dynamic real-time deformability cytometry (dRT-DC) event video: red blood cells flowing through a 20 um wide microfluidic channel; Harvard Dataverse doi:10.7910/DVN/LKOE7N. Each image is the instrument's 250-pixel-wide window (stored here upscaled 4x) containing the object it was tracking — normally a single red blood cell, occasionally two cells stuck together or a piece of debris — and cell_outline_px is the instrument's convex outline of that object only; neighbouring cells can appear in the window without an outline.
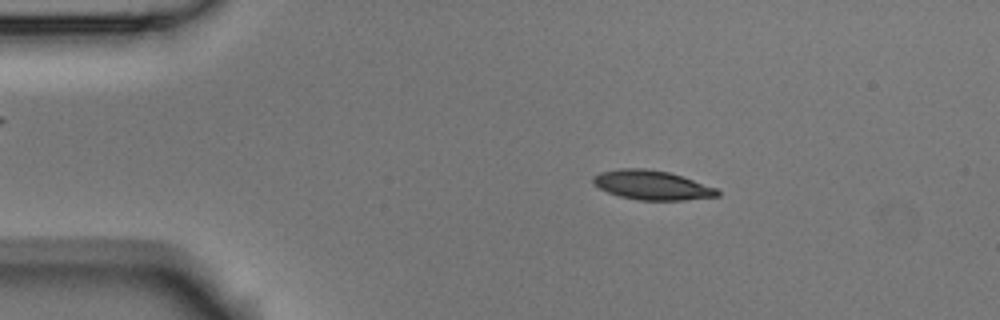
{"species": "Egyptian fruit bat (a non-hibernating species)", "species_latin": "Rousettus aegyptiacus", "temperature_condition": "room temperature", "stored_images_in_passage": 5, "camera_frame_rate_fps": 3000, "um_per_image_px": 0.085, "animal": {"sex": "male"}, "frame": {"image": 1, "passage_image": 2, "time_ms": 0.333, "image_size_px": [1000, 320], "cell_outline_px": [[720, 196], [684, 200], [636, 200], [620, 196], [608, 192], [600, 188], [592, 180], [592, 176], [600, 172], [620, 168], [644, 168], [668, 172], [716, 188], [720, 192]], "centroid_in_image_um": [55.4, 15.74], "position_along_channel_um": 29.6, "area_um2": 21.04}}
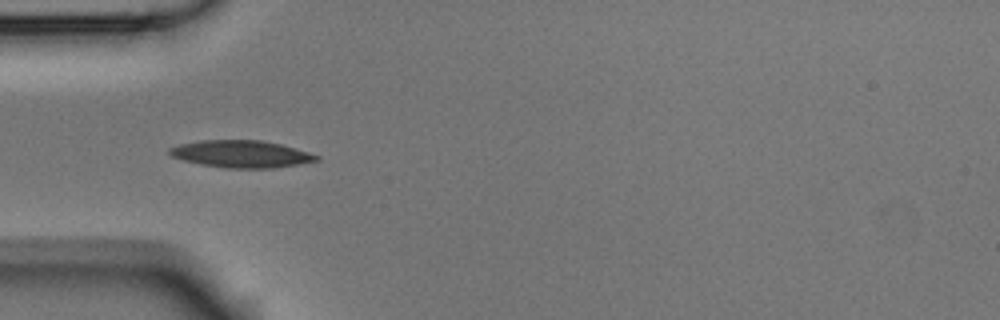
{"frame": {"image": 2, "passage_image": 4, "time_ms": 1.0, "image_size_px": [1000, 320], "cell_outline_px": [[320, 160], [300, 164], [272, 168], [228, 168], [200, 164], [184, 160], [172, 156], [168, 152], [168, 148], [180, 144], [200, 140], [260, 140], [280, 144], [308, 152], [320, 156]], "centroid_in_image_um": [20.51, 13.09], "position_along_channel_um": 64.5, "area_um2": 23.18}}
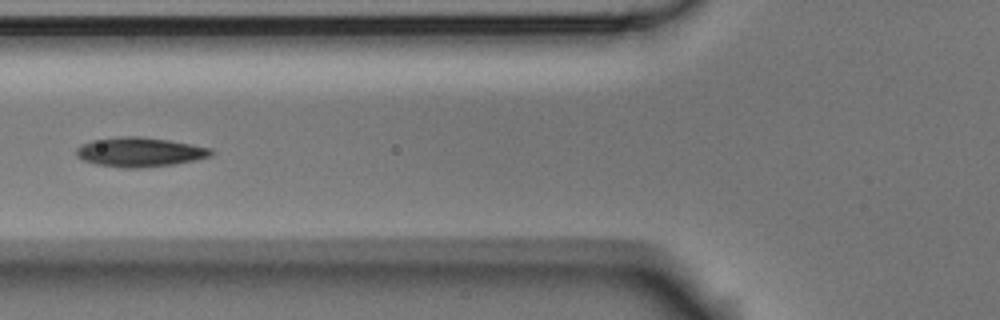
{"frame": {"image": 3, "passage_image": 5, "time_ms": 1.333, "image_size_px": [1000, 320], "cell_outline_px": [[216, 152], [212, 156], [196, 160], [172, 164], [140, 168], [124, 168], [96, 164], [84, 160], [76, 156], [76, 148], [80, 144], [92, 140], [128, 136], [136, 136], [168, 140], [212, 148]], "centroid_in_image_um": [11.89, 12.93], "position_along_channel_um": 113.9, "area_um2": 23.06}}